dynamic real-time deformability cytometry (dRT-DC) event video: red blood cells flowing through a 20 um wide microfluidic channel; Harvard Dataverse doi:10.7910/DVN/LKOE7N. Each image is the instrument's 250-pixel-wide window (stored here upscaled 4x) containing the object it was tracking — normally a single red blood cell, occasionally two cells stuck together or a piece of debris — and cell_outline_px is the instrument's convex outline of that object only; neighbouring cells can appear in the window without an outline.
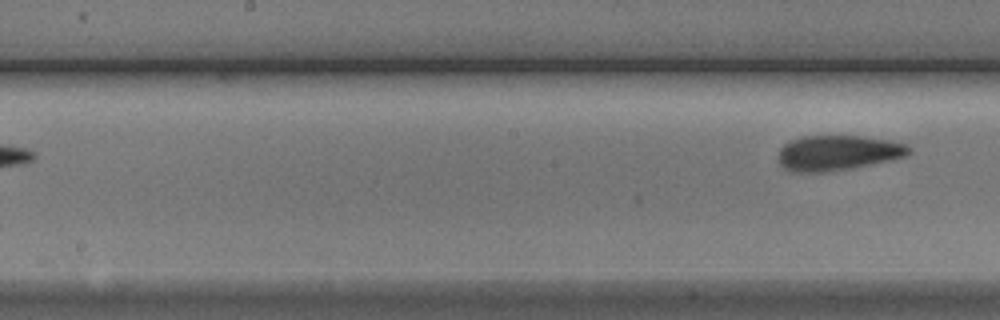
{"species": "Egyptian fruit bat (a non-hibernating species)", "species_latin": "Rousettus aegyptiacus", "temperature_condition": "cold", "stored_images_in_passage": 7, "camera_frame_rate_fps": 3000, "um_per_image_px": 0.085, "animal": {"sex": "male"}, "frame": {"image": 1, "passage_image": 7, "time_ms": 8.0, "image_size_px": [1000, 320], "cell_outline_px": [[912, 152], [904, 156], [892, 160], [852, 168], [820, 172], [792, 172], [784, 168], [780, 164], [780, 148], [784, 144], [792, 140], [804, 136], [860, 136], [888, 140], [908, 144], [912, 148]], "centroid_in_image_um": [71.25, 12.99], "position_along_channel_um": 176.9, "area_um2": 26.65}}